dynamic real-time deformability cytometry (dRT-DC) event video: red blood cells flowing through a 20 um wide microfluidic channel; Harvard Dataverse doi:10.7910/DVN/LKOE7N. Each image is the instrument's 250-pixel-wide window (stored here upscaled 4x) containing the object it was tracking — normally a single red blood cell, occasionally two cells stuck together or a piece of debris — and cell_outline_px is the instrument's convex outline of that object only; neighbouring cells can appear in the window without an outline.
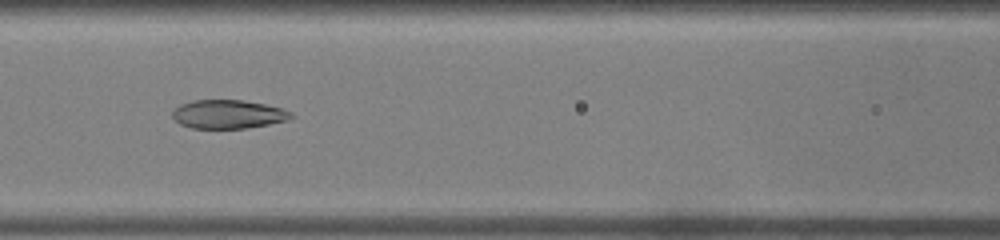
{"species": "common noctule bat (a hibernating species)", "species_latin": "Nyctalus noctula", "temperature_condition": "warm", "stored_images_in_passage": 29, "camera_frame_rate_fps": 3000, "um_per_image_px": 0.085, "animal": {"sex": "male", "body_mass_g": 19.0, "forearm_length_mm": 50.8}, "frame": {"image": 1, "passage_image": 8, "time_ms": 2.333, "image_size_px": [1000, 240], "cell_outline_px": [[296, 116], [288, 120], [268, 124], [244, 128], [192, 128], [180, 124], [172, 116], [172, 112], [180, 104], [192, 100], [244, 100], [264, 104], [280, 108], [292, 112]], "centroid_in_image_um": [19.4, 9.7], "position_along_channel_um": 147.2, "area_um2": 19.77}}
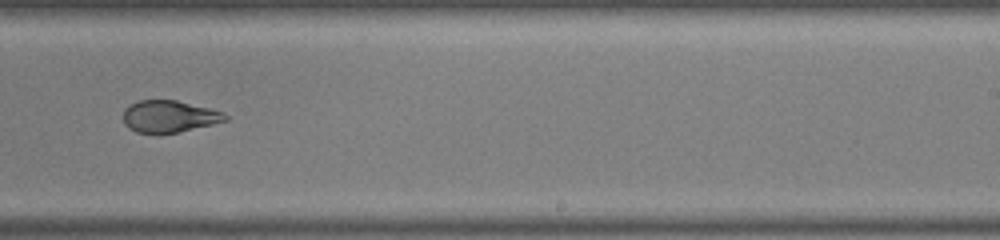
{"frame": {"image": 2, "passage_image": 17, "time_ms": 5.333, "image_size_px": [1000, 240], "cell_outline_px": [[228, 120], [212, 124], [160, 136], [156, 136], [136, 132], [128, 128], [124, 124], [124, 108], [128, 104], [140, 100], [176, 100], [224, 112], [228, 116]], "centroid_in_image_um": [14.33, 9.93], "position_along_channel_um": 274.7, "area_um2": 19.42}}
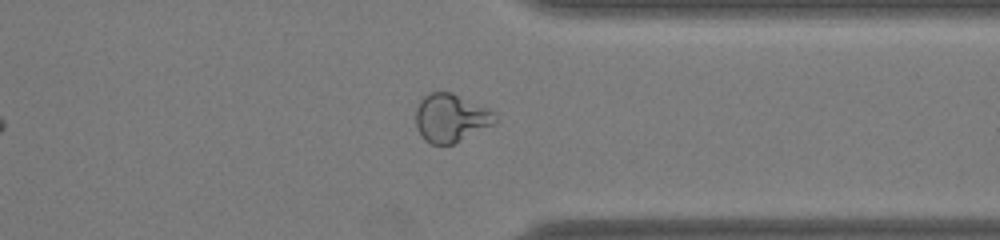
{"frame": {"image": 3, "passage_image": 24, "time_ms": 7.667, "image_size_px": [1000, 240], "cell_outline_px": [[496, 124], [452, 144], [432, 144], [424, 140], [416, 124], [416, 108], [420, 100], [424, 96], [432, 92], [452, 92], [488, 108], [496, 112]], "centroid_in_image_um": [38.35, 10.02], "position_along_channel_um": 373.1, "area_um2": 22.31}, "authors_computed_cell_mechanics": {"area_um2": 20.0566, "velocity_mm_per_s": 4.2624, "shape_relaxation_time_tau1_ms": null, "shape_relaxation_time_tau2_ms": 1.5838, "deformation_change_tau1": null, "deformation_change_tau2": 0.0905}}